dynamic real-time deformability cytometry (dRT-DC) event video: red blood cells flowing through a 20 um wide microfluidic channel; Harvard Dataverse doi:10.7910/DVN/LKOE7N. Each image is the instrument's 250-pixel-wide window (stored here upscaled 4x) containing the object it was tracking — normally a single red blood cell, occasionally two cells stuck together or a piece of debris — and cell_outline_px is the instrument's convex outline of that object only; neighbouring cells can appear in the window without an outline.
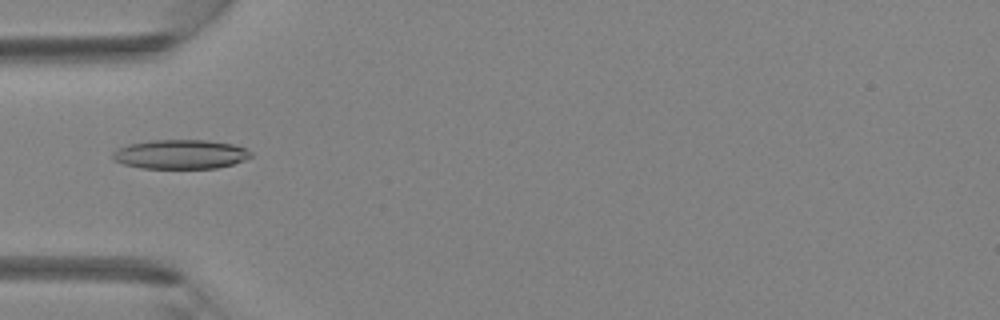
{"species": "Egyptian fruit bat (a non-hibernating species)", "species_latin": "Rousettus aegyptiacus", "temperature_condition": "room temperature", "stored_images_in_passage": 5, "camera_frame_rate_fps": 3000, "um_per_image_px": 0.085, "animal": {"sex": "female"}, "frame": {"image": 1, "passage_image": 5, "time_ms": 1.333, "image_size_px": [1000, 320], "cell_outline_px": [[252, 156], [244, 160], [232, 164], [216, 168], [140, 168], [124, 164], [112, 160], [112, 152], [128, 144], [152, 140], [208, 140], [232, 144], [244, 148], [252, 152]], "centroid_in_image_um": [15.33, 13.11], "position_along_channel_um": 69.7, "area_um2": 23.52}}